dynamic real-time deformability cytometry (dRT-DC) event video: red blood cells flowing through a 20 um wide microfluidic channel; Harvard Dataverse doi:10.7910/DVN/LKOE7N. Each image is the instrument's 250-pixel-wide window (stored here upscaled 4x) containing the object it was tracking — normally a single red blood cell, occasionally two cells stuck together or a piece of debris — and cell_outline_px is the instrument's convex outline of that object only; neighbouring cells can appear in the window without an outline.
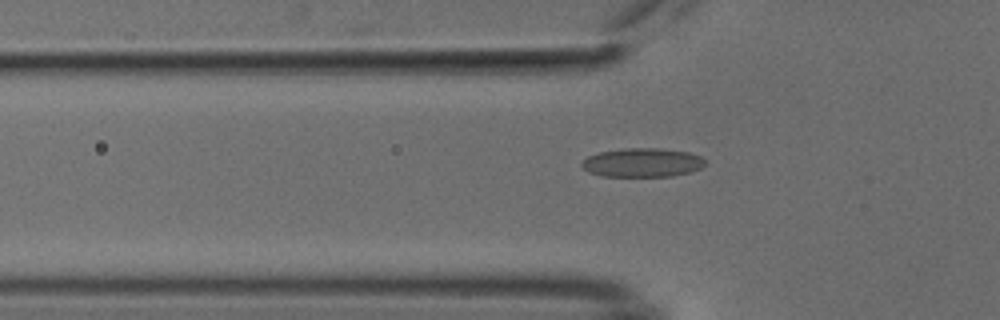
{"species": "common noctule bat (a hibernating species)", "species_latin": "Nyctalus noctula", "temperature_condition": "cold", "stored_images_in_passage": 33, "camera_frame_rate_fps": 3000, "um_per_image_px": 0.085, "animal": {"sex": "male", "body_mass_g": 18.8}, "frame": {"image": 1, "passage_image": 2, "time_ms": 0.333, "image_size_px": [1000, 320], "cell_outline_px": [[704, 164], [700, 168], [692, 172], [672, 176], [600, 176], [588, 172], [580, 168], [580, 164], [588, 156], [600, 152], [624, 148], [660, 148], [688, 152], [700, 156], [704, 160]], "centroid_in_image_um": [54.56, 13.82], "position_along_channel_um": 71.2, "area_um2": 20.87}}
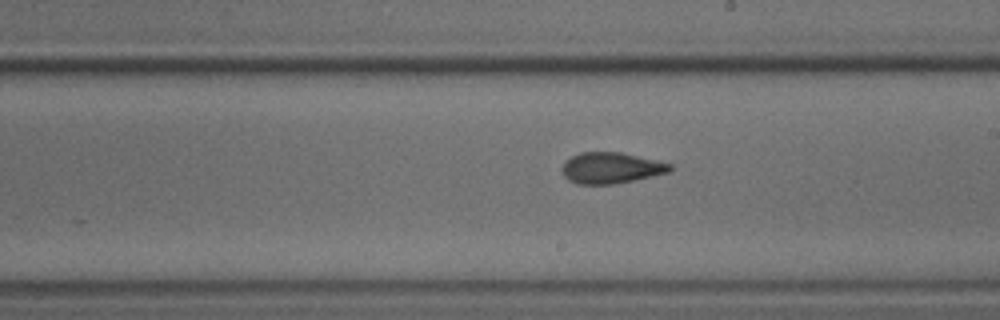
{"frame": {"image": 2, "passage_image": 15, "time_ms": 4.667, "image_size_px": [1000, 320], "cell_outline_px": [[672, 172], [636, 180], [612, 184], [576, 184], [568, 180], [564, 176], [564, 164], [572, 156], [580, 152], [620, 152], [672, 164]], "centroid_in_image_um": [51.99, 14.28], "position_along_channel_um": 237.0, "area_um2": 19.42}}
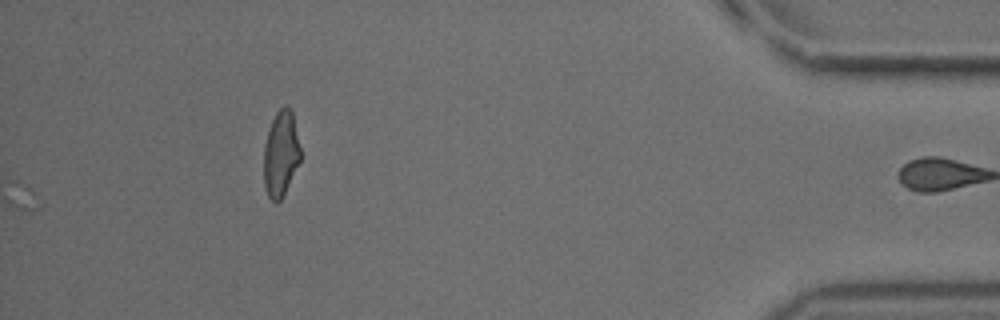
{"frame": {"image": 3, "passage_image": 33, "time_ms": 10.667, "image_size_px": [1000, 320], "cell_outline_px": [[300, 160], [280, 200], [276, 204], [268, 196], [264, 184], [264, 144], [272, 120], [276, 112], [284, 104], [288, 104], [292, 112], [300, 148]], "centroid_in_image_um": [23.86, 13.03], "position_along_channel_um": 411.3, "area_um2": 18.03}, "authors_computed_cell_mechanics": {"area_um2": 19.1318, "velocity_mm_per_s": 3.8057, "shape_relaxation_time_tau1_ms": null, "shape_relaxation_time_tau2_ms": 1.4874, "deformation_change_tau1": null, "deformation_change_tau2": 0.0707}}